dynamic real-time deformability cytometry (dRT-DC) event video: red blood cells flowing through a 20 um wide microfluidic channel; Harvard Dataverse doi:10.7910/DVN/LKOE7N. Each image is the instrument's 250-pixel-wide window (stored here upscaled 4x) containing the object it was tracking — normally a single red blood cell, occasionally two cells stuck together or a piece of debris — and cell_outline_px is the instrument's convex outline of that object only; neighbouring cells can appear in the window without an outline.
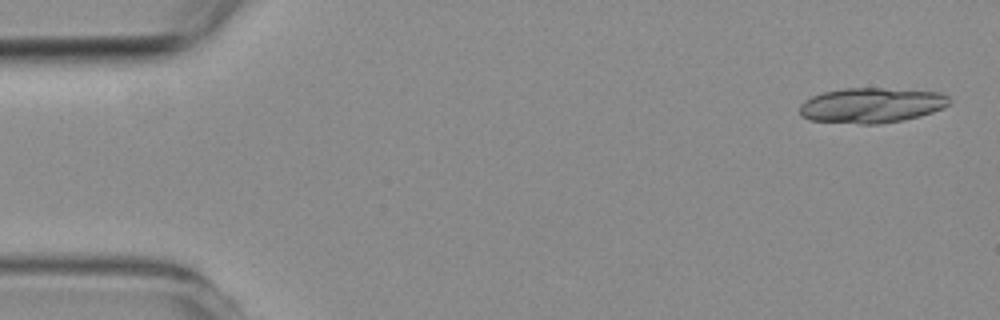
{"species": "common noctule bat (a hibernating species)", "species_latin": "Nyctalus noctula", "temperature_condition": "room temperature", "stored_images_in_passage": 5, "camera_frame_rate_fps": 3000, "um_per_image_px": 0.085, "animal": {"sex": "female", "body_mass_g": 19.3, "forearm_length_mm": 54.1}, "frame": {"image": 1, "passage_image": 1, "time_ms": 0.0, "image_size_px": [1000, 320], "cell_outline_px": [[952, 100], [944, 108], [920, 116], [904, 120], [880, 124], [860, 124], [808, 120], [800, 112], [800, 104], [804, 100], [812, 96], [824, 92], [844, 88], [884, 88], [940, 92], [948, 96]], "centroid_in_image_um": [74.09, 8.95], "position_along_channel_um": 10.9, "area_um2": 30.81}}